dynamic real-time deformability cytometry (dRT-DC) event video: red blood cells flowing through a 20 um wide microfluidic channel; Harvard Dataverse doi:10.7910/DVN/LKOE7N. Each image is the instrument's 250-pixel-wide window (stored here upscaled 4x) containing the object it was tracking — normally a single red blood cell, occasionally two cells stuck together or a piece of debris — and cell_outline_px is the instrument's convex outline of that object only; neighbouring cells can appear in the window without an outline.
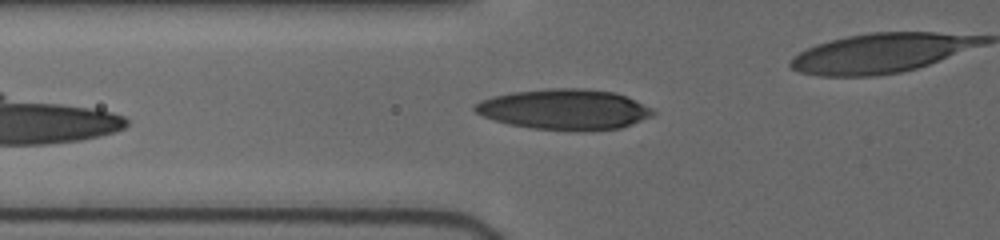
{"species": "human", "species_latin": "Homo sapiens", "temperature_condition": "cold", "stored_images_in_passage": 20, "segment_of_instrument_passage": [1, 2], "camera_frame_rate_fps": 3000, "um_per_image_px": 0.085, "donor": {"sex": "female"}, "frame": {"image": 1, "passage_image": 8, "time_ms": 2.333, "image_size_px": [1000, 240], "cell_outline_px": [[656, 112], [652, 116], [632, 124], [620, 128], [532, 128], [508, 124], [484, 116], [476, 112], [472, 108], [480, 100], [492, 96], [512, 92], [548, 88], [584, 88], [616, 92], [652, 108]], "centroid_in_image_um": [47.95, 9.25], "position_along_channel_um": 77.8, "area_um2": 40.98}}
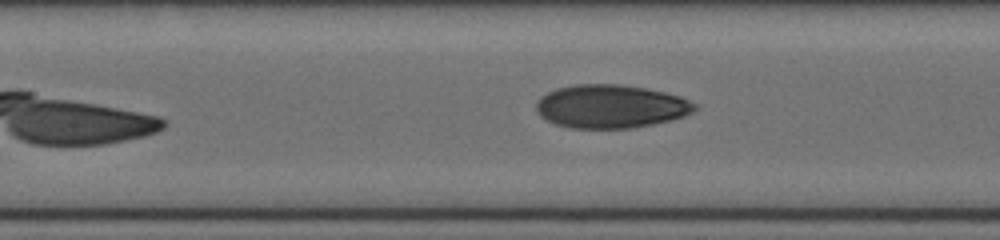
{"frame": {"image": 2, "passage_image": 14, "time_ms": 4.333, "image_size_px": [1000, 240], "cell_outline_px": [[696, 108], [692, 112], [684, 116], [672, 120], [632, 128], [572, 128], [556, 124], [540, 116], [536, 112], [536, 104], [540, 96], [556, 88], [576, 84], [620, 84], [648, 88], [680, 96], [696, 104]], "centroid_in_image_um": [51.9, 9.04], "position_along_channel_um": 155.5, "area_um2": 40.17}}
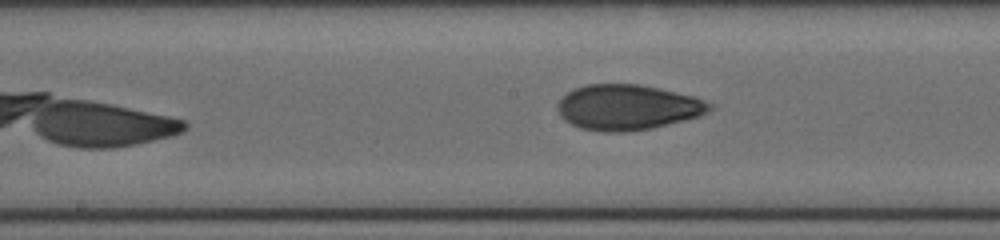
{"frame": {"image": 3, "passage_image": 17, "time_ms": 5.333, "image_size_px": [1000, 240], "cell_outline_px": [[712, 108], [708, 112], [700, 116], [652, 128], [620, 132], [604, 132], [580, 128], [564, 120], [560, 116], [556, 108], [560, 100], [568, 92], [584, 84], [640, 84], [696, 96], [712, 104]], "centroid_in_image_um": [53.35, 9.11], "position_along_channel_um": 194.8, "area_um2": 40.23}}